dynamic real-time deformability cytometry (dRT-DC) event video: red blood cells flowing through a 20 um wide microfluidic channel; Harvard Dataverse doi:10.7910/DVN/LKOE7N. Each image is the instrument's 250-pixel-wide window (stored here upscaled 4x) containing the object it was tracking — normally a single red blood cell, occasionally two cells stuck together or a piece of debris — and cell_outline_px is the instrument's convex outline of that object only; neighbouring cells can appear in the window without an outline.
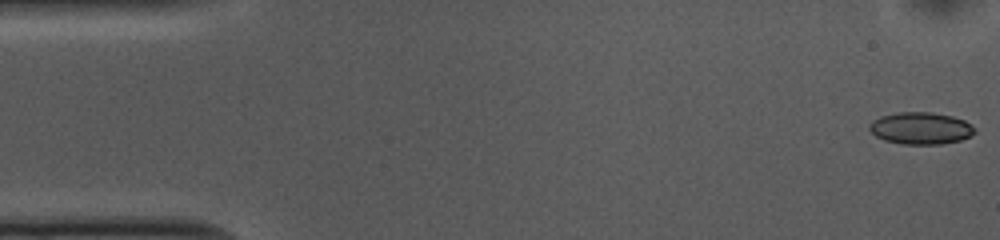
{"species": "common noctule bat (a hibernating species)", "species_latin": "Nyctalus noctula", "temperature_condition": "cold", "stored_images_in_passage": 52, "camera_frame_rate_fps": 3000, "um_per_image_px": 0.085, "animal": {"sex": "female", "body_mass_g": 10.0, "forearm_length_mm": 53.1}, "frame": {"image": 1, "passage_image": 1, "time_ms": 0.0, "image_size_px": [1000, 240], "cell_outline_px": [[976, 132], [960, 140], [940, 144], [904, 144], [884, 140], [876, 136], [868, 128], [868, 124], [872, 120], [880, 116], [896, 112], [932, 112], [952, 116], [964, 120], [972, 124]], "centroid_in_image_um": [78.24, 10.89], "position_along_channel_um": 6.8, "area_um2": 19.71}}
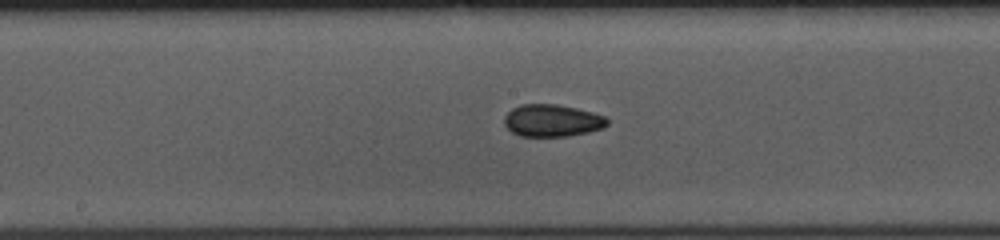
{"frame": {"image": 2, "passage_image": 26, "time_ms": 8.333, "image_size_px": [1000, 240], "cell_outline_px": [[608, 124], [604, 128], [588, 132], [568, 136], [520, 136], [512, 132], [504, 124], [504, 116], [512, 108], [520, 104], [556, 104], [576, 108], [592, 112], [604, 116], [608, 120]], "centroid_in_image_um": [46.92, 10.24], "position_along_channel_um": 201.3, "area_um2": 19.36}}
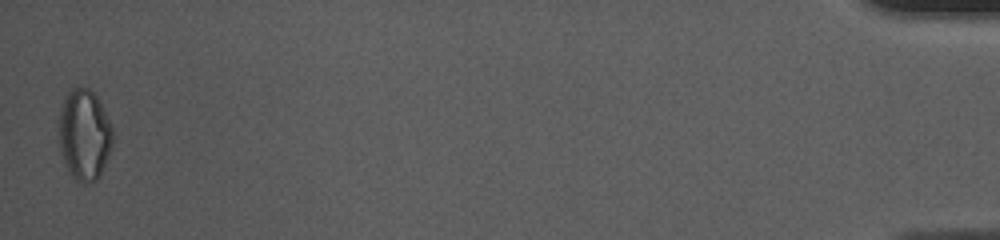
{"frame": {"image": 3, "passage_image": 52, "time_ms": 17.0, "image_size_px": [1000, 240], "cell_outline_px": [[112, 148], [100, 176], [96, 180], [84, 184], [76, 180], [72, 176], [64, 160], [60, 148], [60, 108], [64, 96], [68, 88], [88, 88], [100, 100], [112, 128]], "centroid_in_image_um": [7.18, 11.44], "position_along_channel_um": 428.0, "area_um2": 28.44}, "authors_computed_cell_mechanics": {"area_um2": 19.4786, "velocity_mm_per_s": 3.7461, "shape_relaxation_time_tau1_ms": null, "shape_relaxation_time_tau2_ms": 4.1141, "deformation_change_tau1": null, "deformation_change_tau2": 0.0861}}